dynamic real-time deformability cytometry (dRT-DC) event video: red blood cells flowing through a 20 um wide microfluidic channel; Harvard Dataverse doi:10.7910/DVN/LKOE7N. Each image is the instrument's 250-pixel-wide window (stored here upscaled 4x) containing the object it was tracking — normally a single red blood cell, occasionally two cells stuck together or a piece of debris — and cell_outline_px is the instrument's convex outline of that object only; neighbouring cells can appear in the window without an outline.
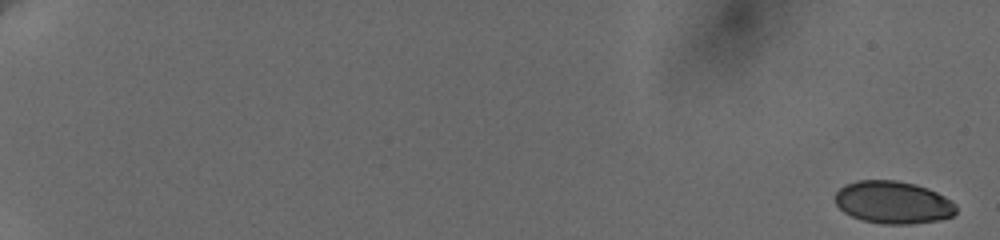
{"species": "human", "species_latin": "Homo sapiens", "temperature_condition": "cold", "stored_images_in_passage": 49, "camera_frame_rate_fps": 3000, "um_per_image_px": 0.085, "donor": {"sex": "female"}, "frame": {"image": 1, "passage_image": 1, "time_ms": 0.0, "image_size_px": [1000, 240], "cell_outline_px": [[956, 212], [952, 216], [940, 220], [912, 224], [884, 224], [864, 220], [852, 216], [844, 212], [836, 204], [836, 192], [844, 184], [856, 180], [896, 180], [916, 184], [928, 188], [952, 200], [956, 204]], "centroid_in_image_um": [75.93, 17.19], "position_along_channel_um": 9.1, "area_um2": 30.11}}
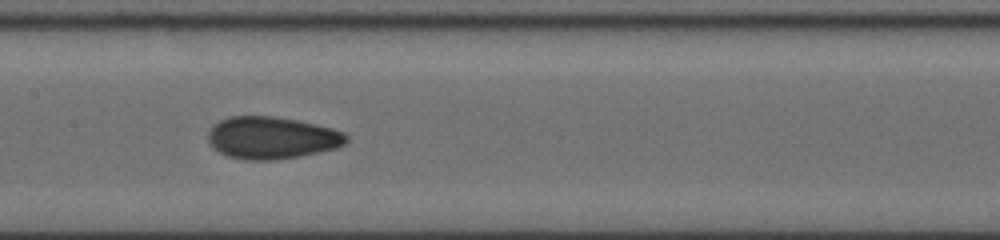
{"frame": {"image": 2, "passage_image": 27, "time_ms": 11.0, "image_size_px": [1000, 240], "cell_outline_px": [[348, 140], [344, 144], [336, 148], [300, 156], [272, 160], [244, 160], [228, 156], [220, 152], [208, 140], [208, 132], [212, 124], [220, 120], [232, 116], [272, 116], [296, 120], [316, 124], [332, 128], [344, 132], [348, 136]], "centroid_in_image_um": [23.11, 11.71], "position_along_channel_um": 184.3, "area_um2": 33.93}}
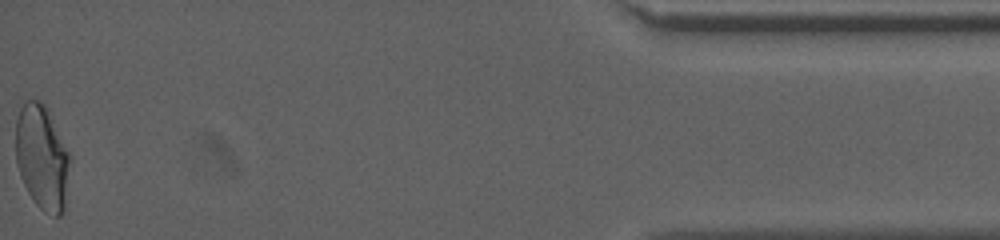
{"frame": {"image": 3, "passage_image": 49, "time_ms": 19.667, "image_size_px": [1000, 240], "cell_outline_px": [[72, 160], [64, 212], [60, 216], [52, 216], [44, 212], [32, 200], [20, 176], [16, 164], [16, 120], [20, 108], [24, 100], [40, 100], [48, 108], [72, 156]], "centroid_in_image_um": [3.61, 13.38], "position_along_channel_um": 431.6, "area_um2": 34.1}, "authors_computed_cell_mechanics": {"area_um2": 32.3102, "velocity_mm_per_s": 3.6706, "shape_relaxation_time_tau1_ms": null, "shape_relaxation_time_tau2_ms": 1.4892, "deformation_change_tau1": null, "deformation_change_tau2": 0.0514}}